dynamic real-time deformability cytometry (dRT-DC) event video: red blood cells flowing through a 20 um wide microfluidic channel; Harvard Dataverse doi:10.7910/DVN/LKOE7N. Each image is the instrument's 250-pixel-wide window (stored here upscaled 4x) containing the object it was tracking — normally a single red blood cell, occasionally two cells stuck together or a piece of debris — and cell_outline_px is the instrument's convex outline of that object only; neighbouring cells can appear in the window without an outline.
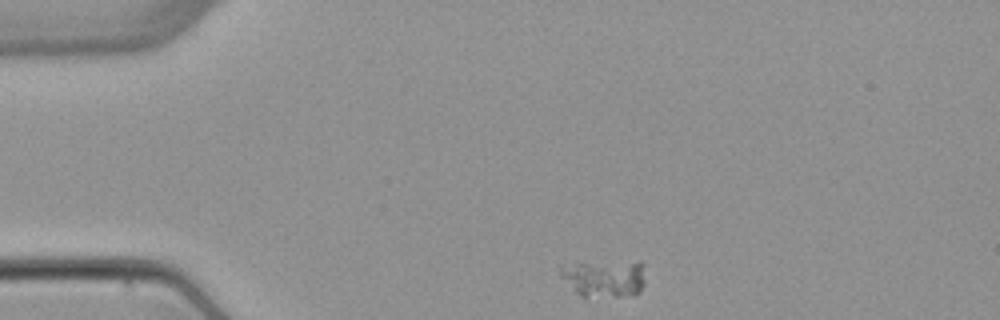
{"species": "common noctule bat (a hibernating species)", "species_latin": "Nyctalus noctula", "temperature_condition": "warm", "stored_images_in_passage": 5, "camera_frame_rate_fps": 3000, "um_per_image_px": 0.085, "animal": {"sex": "female", "body_mass_g": 22.7, "forearm_length_mm": 54.2}, "frame": {"image": 1, "passage_image": 1, "time_ms": 0.0, "image_size_px": [1000, 320], "cell_outline_px": [[644, 284], [640, 292], [616, 296], [584, 296], [576, 292], [560, 276], [560, 272], [576, 264], [636, 260], [640, 260], [644, 264]], "centroid_in_image_um": [51.49, 23.64], "position_along_channel_um": 33.5, "area_um2": 17.92}}
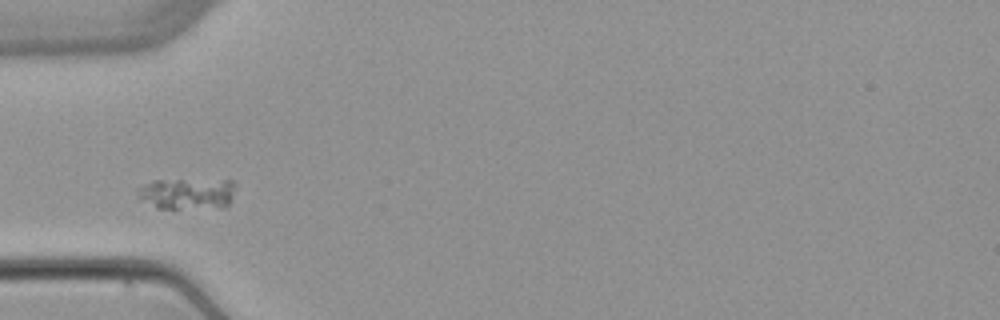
{"frame": {"image": 2, "passage_image": 3, "time_ms": 2.333, "image_size_px": [1000, 320], "cell_outline_px": [[236, 184], [232, 200], [224, 208], [156, 208], [140, 200], [136, 196], [136, 188], [152, 180], [232, 180]], "centroid_in_image_um": [15.89, 16.46], "position_along_channel_um": 69.1, "area_um2": 18.26}}